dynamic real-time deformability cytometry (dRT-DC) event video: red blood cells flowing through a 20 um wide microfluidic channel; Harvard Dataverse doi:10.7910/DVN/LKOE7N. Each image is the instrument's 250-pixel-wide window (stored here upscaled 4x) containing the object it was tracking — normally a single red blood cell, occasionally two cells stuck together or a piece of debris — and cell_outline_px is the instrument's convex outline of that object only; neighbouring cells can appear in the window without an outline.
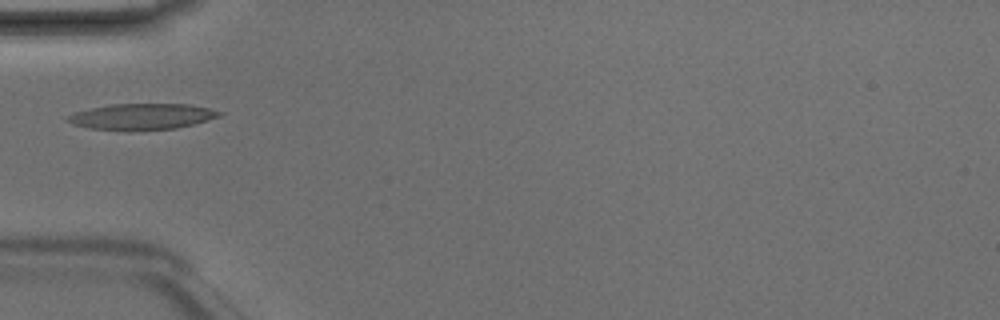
{"species": "Egyptian fruit bat (a non-hibernating species)", "species_latin": "Rousettus aegyptiacus", "temperature_condition": "room temperature", "stored_images_in_passage": 5, "camera_frame_rate_fps": 3000, "um_per_image_px": 0.085, "animal": {"sex": "male"}, "frame": {"image": 1, "passage_image": 4, "time_ms": 1.0, "image_size_px": [1000, 320], "cell_outline_px": [[224, 112], [220, 116], [208, 120], [176, 128], [88, 128], [72, 124], [64, 120], [68, 116], [76, 112], [92, 108], [112, 104], [188, 104], [208, 108]], "centroid_in_image_um": [12.09, 9.87], "position_along_channel_um": 72.9, "area_um2": 22.02}}